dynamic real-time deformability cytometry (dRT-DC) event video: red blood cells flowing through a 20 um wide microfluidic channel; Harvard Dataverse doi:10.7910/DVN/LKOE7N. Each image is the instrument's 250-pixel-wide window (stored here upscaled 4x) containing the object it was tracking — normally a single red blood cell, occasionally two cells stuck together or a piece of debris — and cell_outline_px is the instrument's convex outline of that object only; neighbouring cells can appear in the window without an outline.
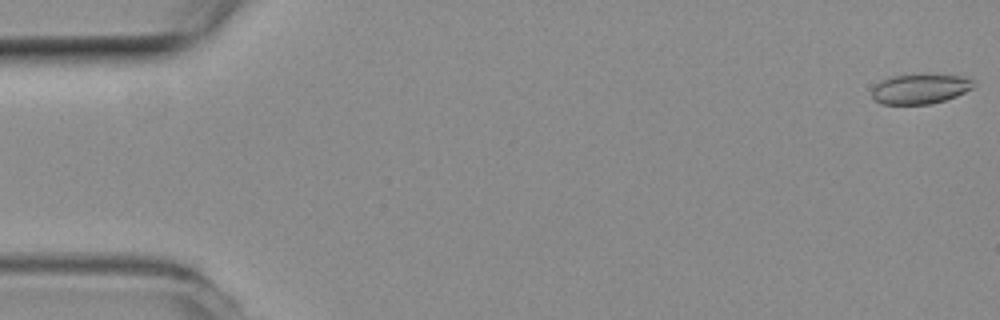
{"species": "common noctule bat (a hibernating species)", "species_latin": "Nyctalus noctula", "temperature_condition": "room temperature", "stored_images_in_passage": 54, "camera_frame_rate_fps": 3000, "um_per_image_px": 0.085, "animal": {"sex": "female", "body_mass_g": 19.3, "forearm_length_mm": 54.1}, "frame": {"image": 1, "passage_image": 1, "time_ms": 0.0, "image_size_px": [1000, 320], "cell_outline_px": [[976, 84], [972, 88], [956, 96], [944, 100], [928, 104], [880, 104], [872, 96], [872, 88], [880, 80], [888, 76], [924, 72], [968, 76], [976, 80]], "centroid_in_image_um": [78.25, 7.49], "position_along_channel_um": 6.8, "area_um2": 18.61}}
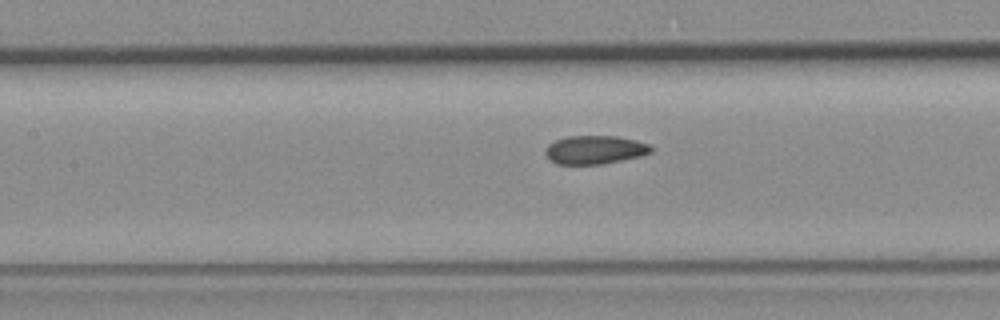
{"frame": {"image": 2, "passage_image": 24, "time_ms": 7.667, "image_size_px": [1000, 320], "cell_outline_px": [[652, 152], [644, 156], [604, 164], [556, 164], [548, 160], [544, 152], [548, 144], [556, 140], [568, 136], [616, 136], [636, 140], [648, 144], [652, 148]], "centroid_in_image_um": [50.56, 12.74], "position_along_channel_um": 156.8, "area_um2": 17.8}}
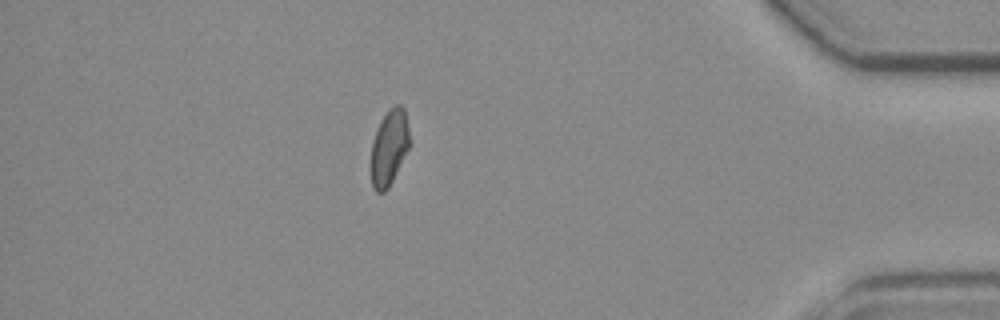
{"frame": {"image": 3, "passage_image": 47, "time_ms": 15.333, "image_size_px": [1000, 320], "cell_outline_px": [[408, 148], [388, 188], [384, 192], [376, 192], [372, 188], [372, 140], [376, 128], [380, 120], [388, 108], [396, 104], [400, 104], [404, 108], [408, 128]], "centroid_in_image_um": [33.05, 12.49], "position_along_channel_um": 402.1, "area_um2": 16.7}, "authors_computed_cell_mechanics": {"area_um2": 17.8602, "velocity_mm_per_s": 3.8221, "shape_relaxation_time_tau1_ms": null, "shape_relaxation_time_tau2_ms": 1.7777, "deformation_change_tau1": null, "deformation_change_tau2": 0.0597}}